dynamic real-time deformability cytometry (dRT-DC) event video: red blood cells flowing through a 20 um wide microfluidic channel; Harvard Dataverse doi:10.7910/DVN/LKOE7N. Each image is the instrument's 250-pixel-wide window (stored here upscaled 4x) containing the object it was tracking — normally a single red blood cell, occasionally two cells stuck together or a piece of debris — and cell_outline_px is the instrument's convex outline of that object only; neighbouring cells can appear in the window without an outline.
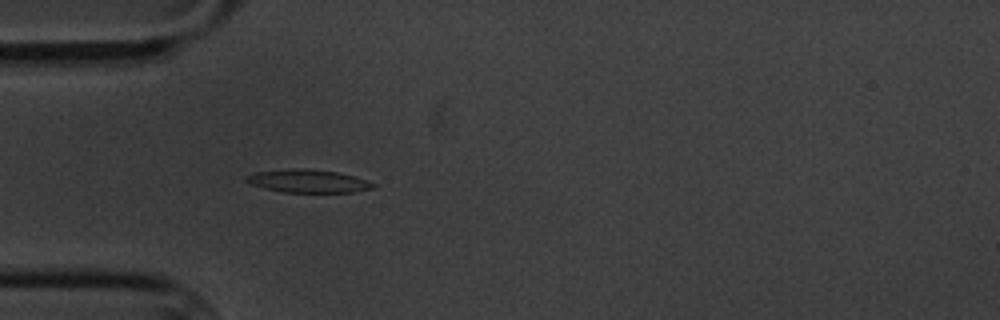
{"species": "common noctule bat (a hibernating species)", "species_latin": "Nyctalus noctula", "temperature_condition": "cold", "stored_images_in_passage": 4, "camera_frame_rate_fps": 3000, "um_per_image_px": 0.085, "animal": {"sex": "male", "body_mass_g": 20.1, "forearm_length_mm": 53.5}, "frame": {"image": 1, "passage_image": 4, "time_ms": 3.333, "image_size_px": [1000, 320], "cell_outline_px": [[376, 184], [372, 188], [352, 192], [284, 192], [264, 188], [252, 184], [244, 180], [244, 176], [256, 172], [300, 168], [304, 168], [336, 172], [368, 180]], "centroid_in_image_um": [26.17, 15.39], "position_along_channel_um": 58.8, "area_um2": 16.76}}